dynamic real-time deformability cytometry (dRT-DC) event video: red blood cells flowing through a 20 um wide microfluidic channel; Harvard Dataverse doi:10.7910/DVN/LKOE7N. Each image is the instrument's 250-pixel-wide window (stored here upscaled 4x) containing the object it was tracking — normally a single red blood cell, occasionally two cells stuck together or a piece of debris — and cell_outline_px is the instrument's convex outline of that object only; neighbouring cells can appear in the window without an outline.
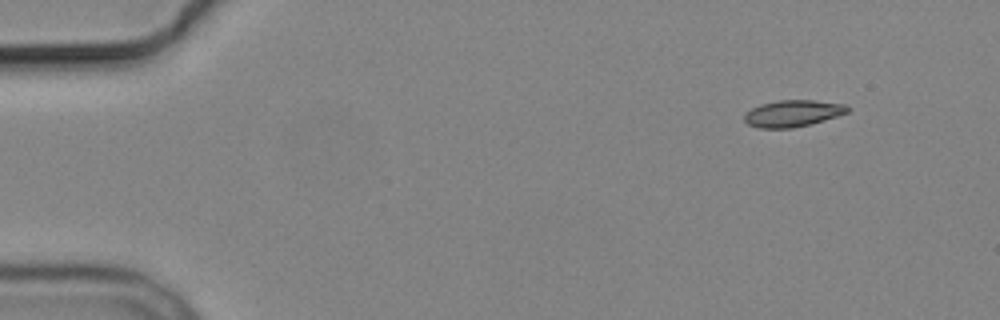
{"species": "common noctule bat (a hibernating species)", "species_latin": "Nyctalus noctula", "temperature_condition": "cold", "stored_images_in_passage": 4, "camera_frame_rate_fps": 3000, "um_per_image_px": 0.085, "animal": {"sex": "male", "body_mass_g": 19.2, "forearm_length_mm": 51.8}, "frame": {"image": 1, "passage_image": 1, "time_ms": 0.0, "image_size_px": [1000, 320], "cell_outline_px": [[852, 108], [848, 112], [824, 120], [792, 128], [760, 128], [748, 124], [744, 120], [744, 116], [752, 108], [760, 104], [780, 100], [812, 100], [848, 104]], "centroid_in_image_um": [67.42, 9.63], "position_along_channel_um": 17.6, "area_um2": 15.95}}
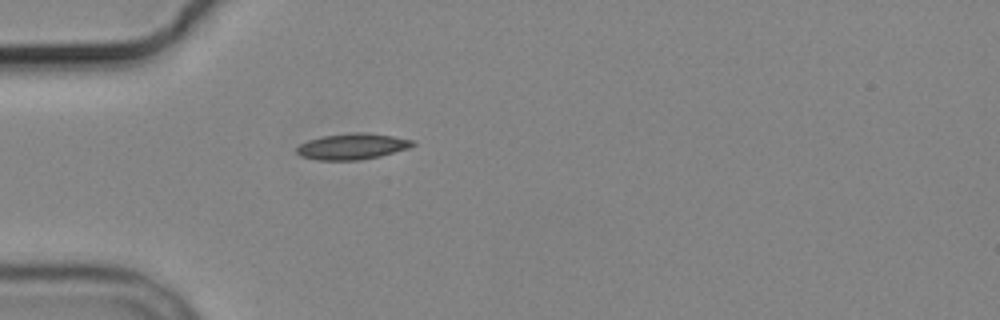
{"frame": {"image": 2, "passage_image": 4, "time_ms": 3.667, "image_size_px": [1000, 320], "cell_outline_px": [[416, 144], [408, 148], [380, 156], [360, 160], [316, 160], [300, 156], [296, 152], [296, 148], [300, 144], [308, 140], [320, 136], [352, 132], [368, 132], [416, 140]], "centroid_in_image_um": [29.94, 12.44], "position_along_channel_um": 55.1, "area_um2": 17.8}}